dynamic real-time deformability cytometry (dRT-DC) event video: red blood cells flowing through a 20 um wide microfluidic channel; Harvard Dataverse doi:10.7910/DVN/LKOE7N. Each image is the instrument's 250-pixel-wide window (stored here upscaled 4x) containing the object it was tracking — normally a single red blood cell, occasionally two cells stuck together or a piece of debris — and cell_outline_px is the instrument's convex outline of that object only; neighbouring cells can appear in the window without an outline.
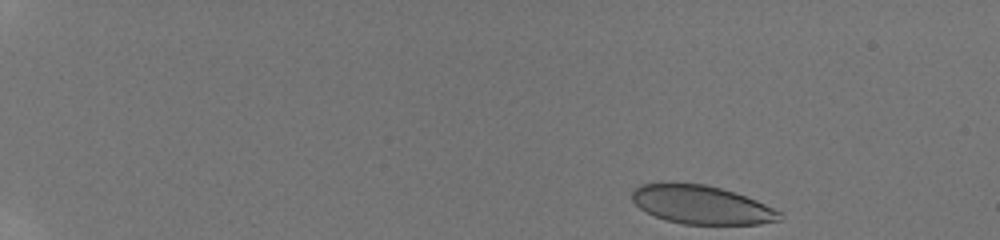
{"species": "human", "species_latin": "Homo sapiens", "temperature_condition": "room temperature", "stored_images_in_passage": 7, "camera_frame_rate_fps": 3000, "um_per_image_px": 0.085, "donor": {"sex": "male"}, "frame": {"image": 1, "passage_image": 1, "time_ms": 0.0, "image_size_px": [1000, 240], "cell_outline_px": [[784, 220], [760, 224], [684, 224], [668, 220], [656, 216], [640, 208], [632, 200], [632, 192], [640, 184], [704, 184], [720, 188], [756, 200], [780, 212], [784, 216]], "centroid_in_image_um": [59.68, 17.43], "position_along_channel_um": 25.3, "area_um2": 32.54}}
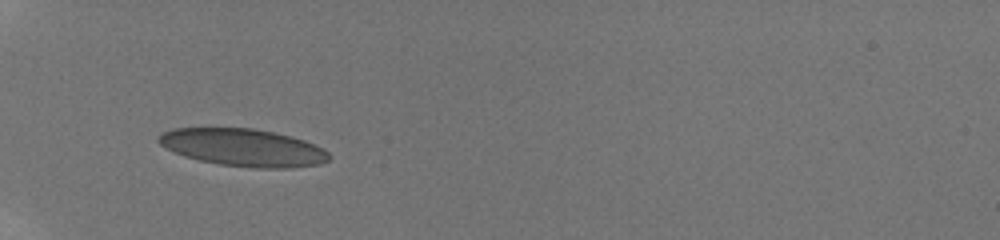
{"frame": {"image": 2, "passage_image": 6, "time_ms": 4.333, "image_size_px": [1000, 240], "cell_outline_px": [[332, 156], [328, 160], [320, 164], [292, 168], [256, 168], [220, 164], [200, 160], [184, 156], [160, 144], [156, 140], [156, 136], [160, 132], [172, 128], [252, 128], [292, 136], [304, 140], [324, 148]], "centroid_in_image_um": [20.68, 12.53], "position_along_channel_um": 64.3, "area_um2": 37.34}}